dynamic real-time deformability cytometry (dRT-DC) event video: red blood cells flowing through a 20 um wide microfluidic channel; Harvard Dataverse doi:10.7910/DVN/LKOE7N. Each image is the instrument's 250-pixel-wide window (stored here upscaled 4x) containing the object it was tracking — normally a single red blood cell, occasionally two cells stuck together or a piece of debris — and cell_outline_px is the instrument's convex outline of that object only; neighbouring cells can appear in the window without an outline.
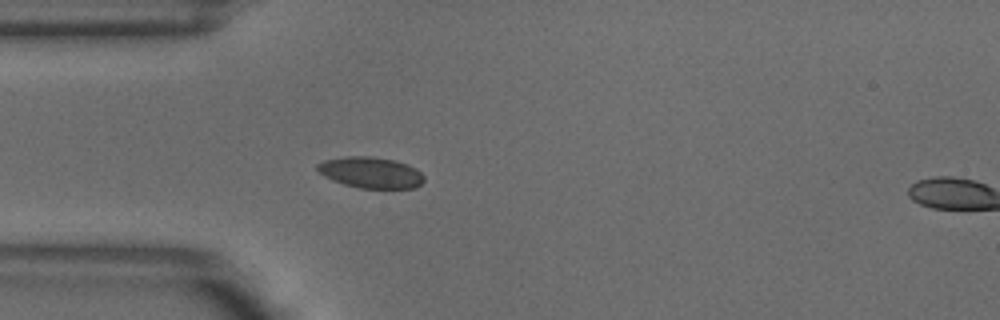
{"species": "common noctule bat (a hibernating species)", "species_latin": "Nyctalus noctula", "temperature_condition": "warm", "stored_images_in_passage": 6, "segment_of_instrument_passage": [1, 2], "camera_frame_rate_fps": 3000, "um_per_image_px": 0.085, "animal": {"sex": "male", "body_mass_g": 18.8}, "frame": {"image": 1, "passage_image": 5, "time_ms": 1.333, "image_size_px": [1000, 320], "cell_outline_px": [[424, 180], [416, 188], [360, 188], [344, 184], [332, 180], [324, 176], [316, 168], [316, 164], [324, 160], [344, 156], [372, 156], [396, 160], [408, 164], [416, 168], [424, 176]], "centroid_in_image_um": [31.52, 14.65], "position_along_channel_um": 53.5, "area_um2": 19.48}}